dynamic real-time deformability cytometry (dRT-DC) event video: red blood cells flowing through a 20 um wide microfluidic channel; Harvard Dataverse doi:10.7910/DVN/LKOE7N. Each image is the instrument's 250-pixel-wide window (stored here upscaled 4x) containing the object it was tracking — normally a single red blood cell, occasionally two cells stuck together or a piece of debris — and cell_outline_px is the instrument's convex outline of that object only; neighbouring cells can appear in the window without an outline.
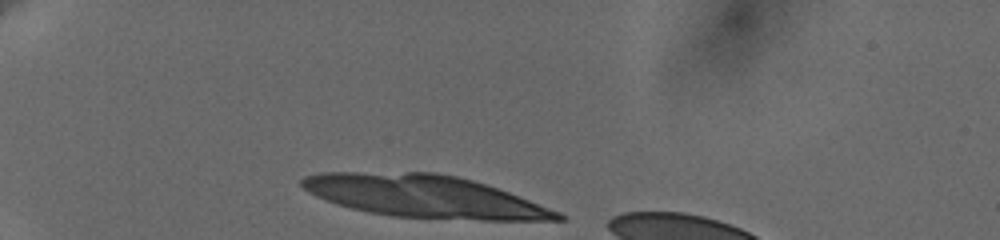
{"species": "human", "species_latin": "Homo sapiens", "temperature_condition": "cold", "stored_images_in_passage": 18, "camera_frame_rate_fps": 3000, "um_per_image_px": 0.085, "donor": {"sex": "female"}, "frame": {"image": 1, "passage_image": 1, "time_ms": 0.0, "image_size_px": [1000, 240], "cell_outline_px": [[564, 220], [480, 220], [392, 216], [368, 212], [336, 204], [324, 200], [308, 192], [300, 184], [300, 180], [304, 176], [320, 172], [436, 172], [456, 176], [472, 180], [508, 192], [560, 212], [564, 216]], "centroid_in_image_um": [36.01, 16.68], "position_along_channel_um": 49.0, "area_um2": 62.77}}
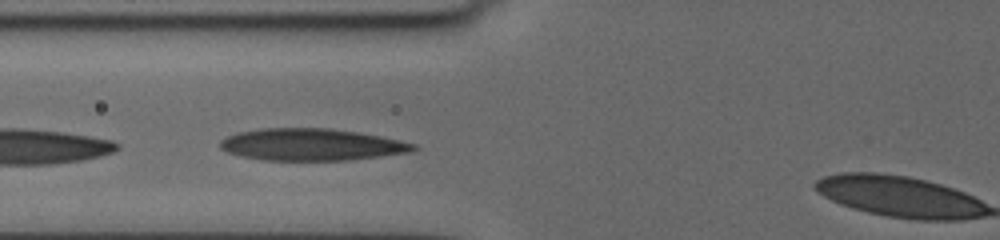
{"frame": {"image": 2, "passage_image": 8, "time_ms": 3.0, "image_size_px": [1000, 240], "cell_outline_px": [[420, 148], [412, 152], [348, 160], [264, 160], [240, 156], [228, 152], [220, 148], [220, 140], [236, 132], [264, 128], [328, 128], [356, 132], [380, 136], [416, 144]], "centroid_in_image_um": [26.47, 12.29], "position_along_channel_um": 99.3, "area_um2": 35.95}}
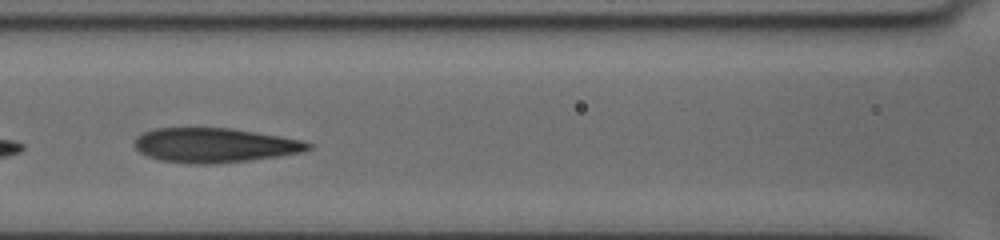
{"frame": {"image": 3, "passage_image": 11, "time_ms": 4.333, "image_size_px": [1000, 240], "cell_outline_px": [[316, 144], [312, 148], [304, 152], [280, 156], [216, 164], [188, 164], [160, 160], [148, 156], [140, 152], [136, 148], [136, 136], [144, 132], [156, 128], [232, 128], [304, 140]], "centroid_in_image_um": [18.31, 12.35], "position_along_channel_um": 148.3, "area_um2": 35.14}}